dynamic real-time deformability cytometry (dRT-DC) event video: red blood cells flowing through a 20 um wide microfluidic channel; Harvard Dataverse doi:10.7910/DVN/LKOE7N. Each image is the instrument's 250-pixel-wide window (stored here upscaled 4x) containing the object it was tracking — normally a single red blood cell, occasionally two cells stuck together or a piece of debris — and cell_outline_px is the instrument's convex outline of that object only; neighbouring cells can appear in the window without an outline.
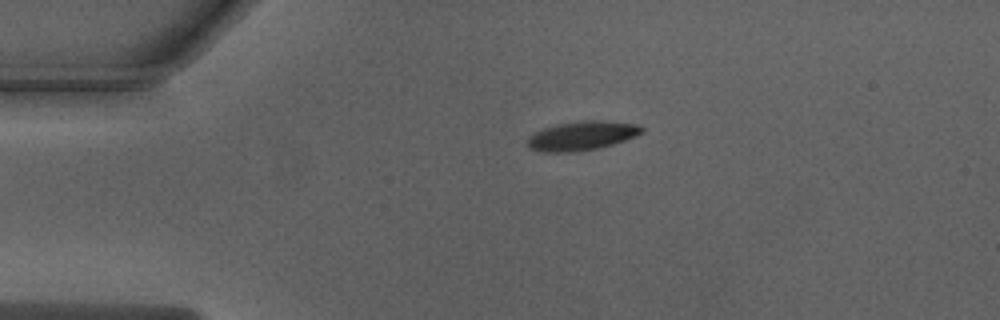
{"species": "Egyptian fruit bat (a non-hibernating species)", "species_latin": "Rousettus aegyptiacus", "temperature_condition": "warm", "stored_images_in_passage": 41, "camera_frame_rate_fps": 3000, "um_per_image_px": 0.085, "animal": {"sex": "male"}, "frame": {"image": 1, "passage_image": 1, "time_ms": 0.0, "image_size_px": [1000, 320], "cell_outline_px": [[644, 132], [636, 136], [612, 144], [596, 148], [572, 152], [544, 152], [528, 148], [528, 136], [544, 128], [556, 124], [588, 120], [632, 124], [644, 128]], "centroid_in_image_um": [49.41, 11.55], "position_along_channel_um": 35.6, "area_um2": 18.9}}
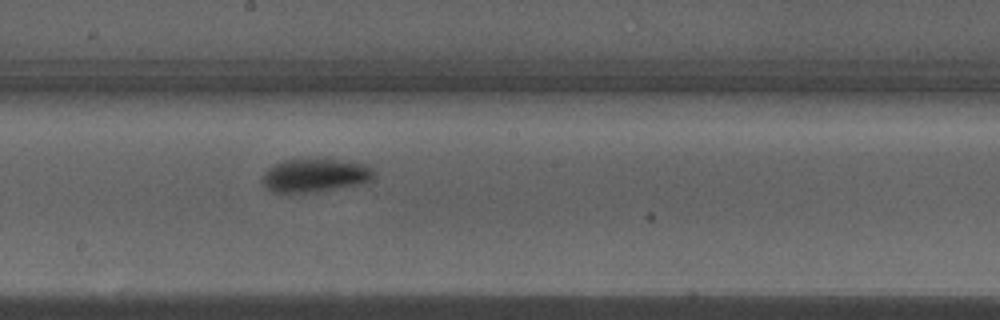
{"frame": {"image": 2, "passage_image": 18, "time_ms": 5.667, "image_size_px": [1000, 320], "cell_outline_px": [[376, 176], [368, 180], [356, 184], [316, 192], [272, 192], [260, 180], [264, 172], [268, 168], [284, 160], [336, 160], [368, 164], [376, 172]], "centroid_in_image_um": [26.77, 14.91], "position_along_channel_um": 221.4, "area_um2": 21.33}}
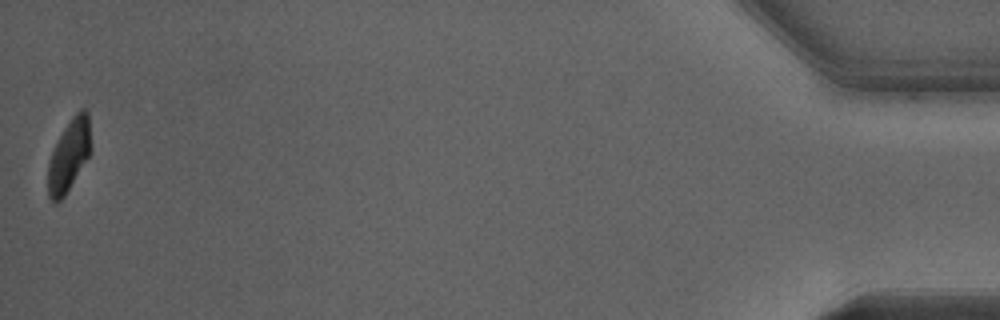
{"frame": {"image": 3, "passage_image": 41, "time_ms": 13.333, "image_size_px": [1000, 320], "cell_outline_px": [[92, 148], [88, 156], [64, 196], [56, 204], [48, 196], [48, 164], [52, 152], [64, 128], [76, 112], [80, 108], [84, 108], [88, 112]], "centroid_in_image_um": [5.88, 13.18], "position_along_channel_um": 429.3, "area_um2": 17.69}, "authors_computed_cell_mechanics": {"area_um2": 20.6346, "velocity_mm_per_s": 4.002, "shape_relaxation_time_tau1_ms": 3.64, "shape_relaxation_time_tau2_ms": null, "deformation_change_tau1": 0.1874, "deformation_change_tau2": null}}